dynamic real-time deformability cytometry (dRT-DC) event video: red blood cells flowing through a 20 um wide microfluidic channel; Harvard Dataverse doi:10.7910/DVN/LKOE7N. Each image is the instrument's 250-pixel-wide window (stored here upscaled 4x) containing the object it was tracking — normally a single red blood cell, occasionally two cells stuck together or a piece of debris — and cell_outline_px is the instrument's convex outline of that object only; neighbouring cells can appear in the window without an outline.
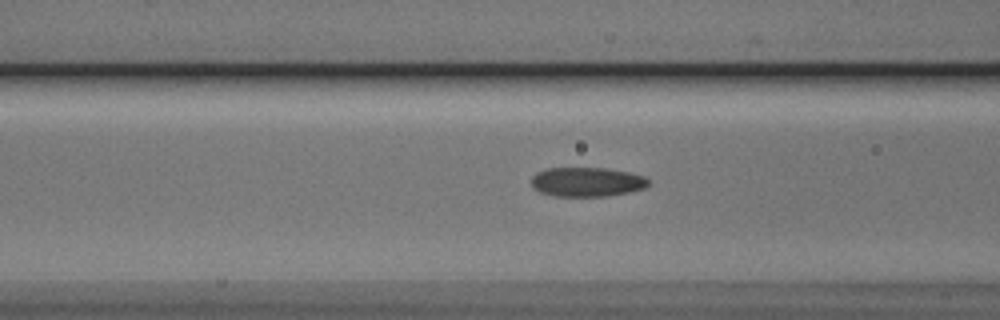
{"species": "Egyptian fruit bat (a non-hibernating species)", "species_latin": "Rousettus aegyptiacus", "temperature_condition": "cold", "stored_images_in_passage": 49, "camera_frame_rate_fps": 3000, "um_per_image_px": 0.085, "animal": {"sex": "male"}, "frame": {"image": 1, "passage_image": 17, "time_ms": 5.333, "image_size_px": [1000, 320], "cell_outline_px": [[648, 184], [644, 188], [628, 192], [608, 196], [552, 196], [540, 192], [532, 188], [532, 176], [536, 172], [548, 168], [604, 168], [628, 172], [644, 176], [648, 180]], "centroid_in_image_um": [49.85, 15.47], "position_along_channel_um": 116.8, "area_um2": 20.0}}
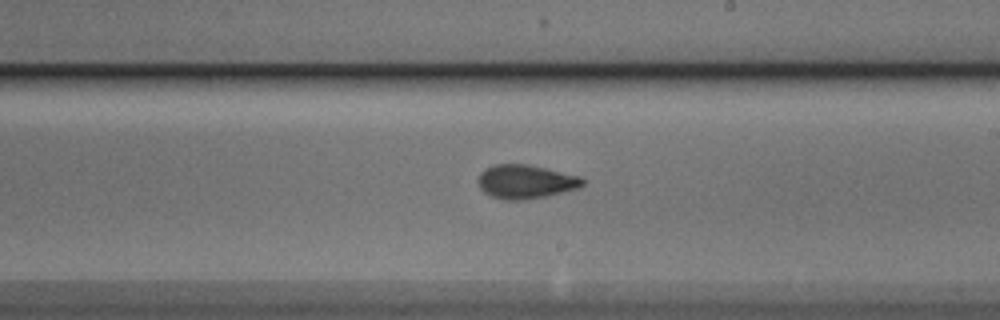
{"frame": {"image": 2, "passage_image": 27, "time_ms": 8.667, "image_size_px": [1000, 320], "cell_outline_px": [[584, 184], [580, 188], [544, 196], [524, 200], [504, 200], [492, 196], [484, 192], [480, 188], [476, 180], [480, 172], [484, 168], [492, 164], [528, 164], [580, 176], [584, 180]], "centroid_in_image_um": [44.64, 15.43], "position_along_channel_um": 244.4, "area_um2": 20.75}}
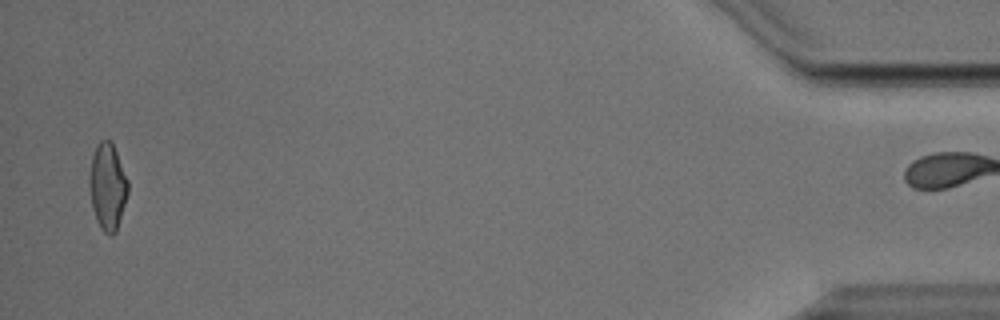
{"frame": {"image": 3, "passage_image": 48, "time_ms": 15.667, "image_size_px": [1000, 320], "cell_outline_px": [[128, 192], [116, 232], [112, 236], [104, 232], [100, 228], [96, 220], [92, 208], [88, 184], [88, 180], [92, 156], [96, 144], [100, 140], [112, 140], [128, 180]], "centroid_in_image_um": [9.13, 15.84], "position_along_channel_um": 426.1, "area_um2": 19.71}, "authors_computed_cell_mechanics": {"area_um2": 19.8254, "velocity_mm_per_s": 3.8293, "shape_relaxation_time_tau1_ms": 6.6854, "shape_relaxation_time_tau2_ms": 1.7838, "deformation_change_tau1": 0.1731, "deformation_change_tau2": 0.0822}}